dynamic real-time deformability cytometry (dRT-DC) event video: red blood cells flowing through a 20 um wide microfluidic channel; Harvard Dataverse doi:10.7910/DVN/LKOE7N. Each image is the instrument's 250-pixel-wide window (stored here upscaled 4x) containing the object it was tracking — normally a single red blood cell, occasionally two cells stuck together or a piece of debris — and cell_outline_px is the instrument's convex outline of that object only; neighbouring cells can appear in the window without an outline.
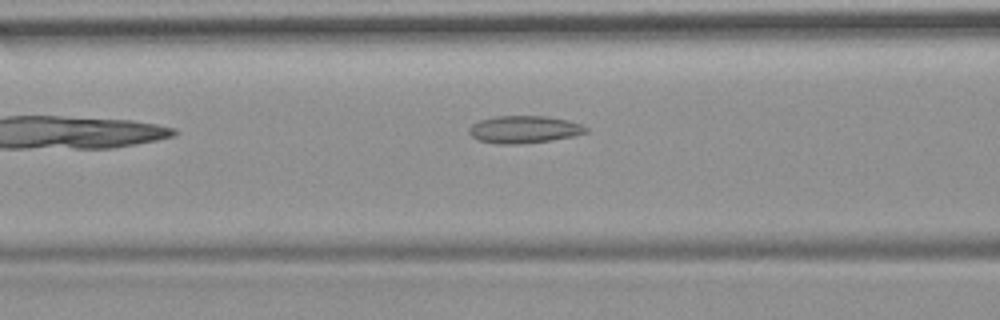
{"species": "common noctule bat (a hibernating species)", "species_latin": "Nyctalus noctula", "temperature_condition": "room temperature", "stored_images_in_passage": 6, "camera_frame_rate_fps": 3000, "um_per_image_px": 0.085, "animal": {"sex": "female", "body_mass_g": 19.9}, "frame": {"image": 1, "passage_image": 5, "time_ms": 5.667, "image_size_px": [1000, 320], "cell_outline_px": [[588, 132], [572, 136], [552, 140], [520, 144], [496, 144], [476, 140], [468, 132], [468, 128], [472, 124], [480, 120], [492, 116], [548, 116], [568, 120], [580, 124], [588, 128]], "centroid_in_image_um": [44.51, 11.0], "position_along_channel_um": 122.1, "area_um2": 18.84}}
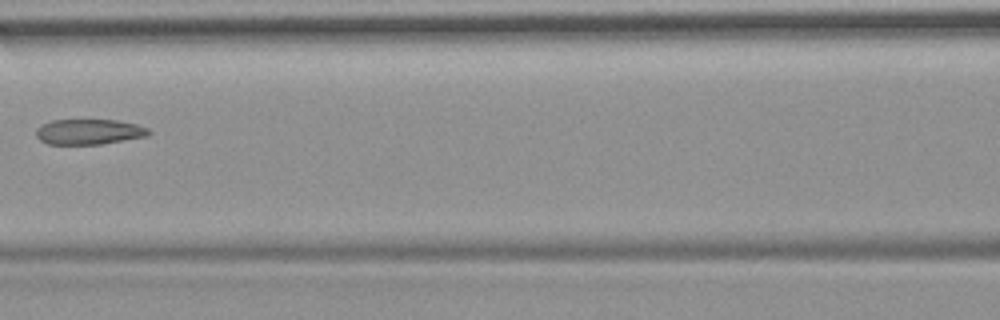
{"frame": {"image": 2, "passage_image": 6, "time_ms": 6.667, "image_size_px": [1000, 320], "cell_outline_px": [[152, 132], [148, 136], [100, 144], [48, 144], [40, 140], [36, 136], [36, 128], [40, 124], [52, 120], [116, 120], [136, 124], [148, 128]], "centroid_in_image_um": [7.55, 11.2], "position_along_channel_um": 159.1, "area_um2": 16.7}}